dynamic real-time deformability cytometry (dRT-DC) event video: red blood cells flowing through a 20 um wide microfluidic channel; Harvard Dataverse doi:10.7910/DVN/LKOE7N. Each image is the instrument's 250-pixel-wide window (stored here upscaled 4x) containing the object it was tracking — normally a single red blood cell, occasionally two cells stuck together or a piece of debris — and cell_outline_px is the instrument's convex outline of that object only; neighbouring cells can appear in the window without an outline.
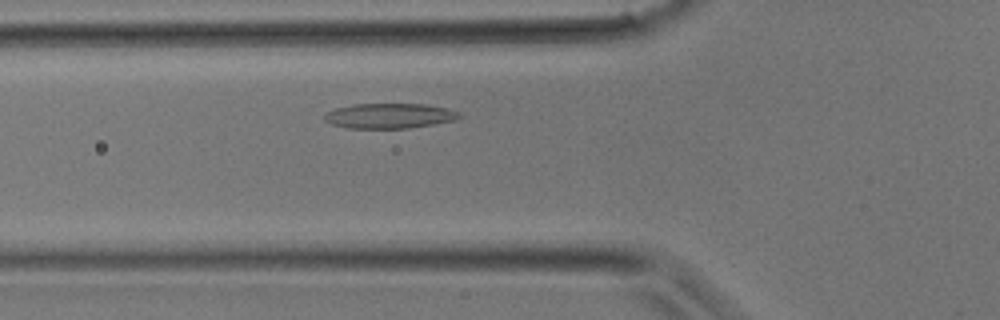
{"species": "common noctule bat (a hibernating species)", "species_latin": "Nyctalus noctula", "temperature_condition": "room temperature", "stored_images_in_passage": 28, "camera_frame_rate_fps": 3000, "um_per_image_px": 0.085, "animal": {"sex": "male", "body_mass_g": 17.9}, "frame": {"image": 1, "passage_image": 6, "time_ms": 1.667, "image_size_px": [1000, 320], "cell_outline_px": [[464, 116], [456, 120], [408, 128], [348, 128], [332, 124], [324, 120], [324, 112], [336, 108], [352, 104], [424, 104], [448, 108], [460, 112]], "centroid_in_image_um": [33.12, 9.84], "position_along_channel_um": 92.7, "area_um2": 19.83}}
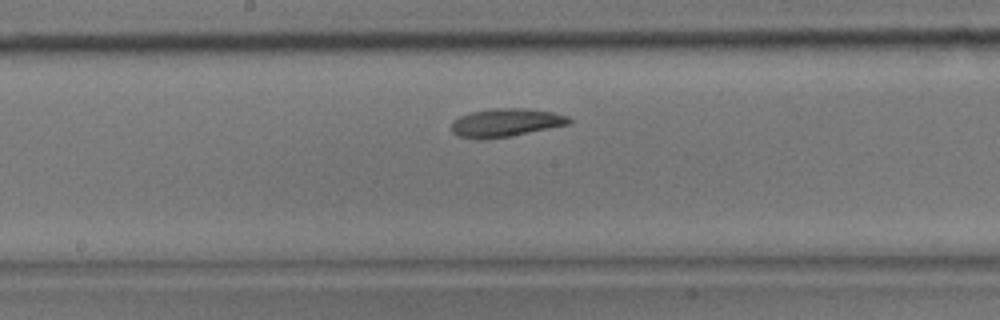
{"frame": {"image": 2, "passage_image": 12, "time_ms": 3.667, "image_size_px": [1000, 320], "cell_outline_px": [[572, 124], [508, 136], [484, 140], [476, 140], [456, 136], [452, 132], [452, 120], [460, 116], [472, 112], [492, 108], [524, 108], [552, 112], [568, 116], [572, 120]], "centroid_in_image_um": [42.97, 10.43], "position_along_channel_um": 205.2, "area_um2": 19.54}}
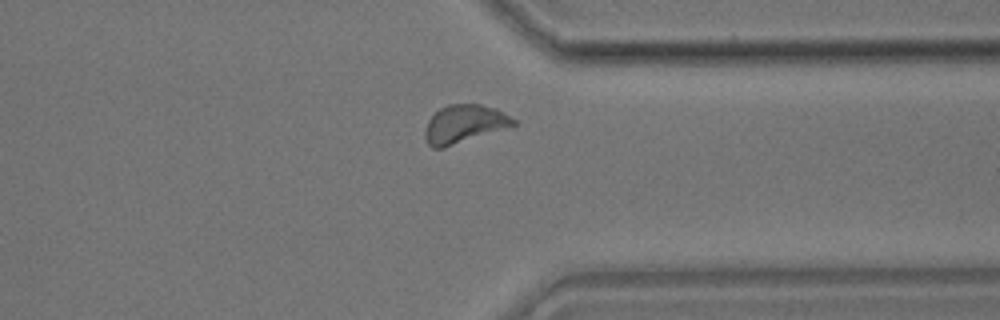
{"frame": {"image": 3, "passage_image": 21, "time_ms": 6.667, "image_size_px": [1000, 320], "cell_outline_px": [[520, 124], [444, 148], [432, 148], [428, 144], [424, 136], [424, 132], [428, 120], [440, 108], [448, 104], [480, 104], [496, 108], [504, 112], [516, 120]], "centroid_in_image_um": [39.49, 10.54], "position_along_channel_um": 371.9, "area_um2": 19.88}}